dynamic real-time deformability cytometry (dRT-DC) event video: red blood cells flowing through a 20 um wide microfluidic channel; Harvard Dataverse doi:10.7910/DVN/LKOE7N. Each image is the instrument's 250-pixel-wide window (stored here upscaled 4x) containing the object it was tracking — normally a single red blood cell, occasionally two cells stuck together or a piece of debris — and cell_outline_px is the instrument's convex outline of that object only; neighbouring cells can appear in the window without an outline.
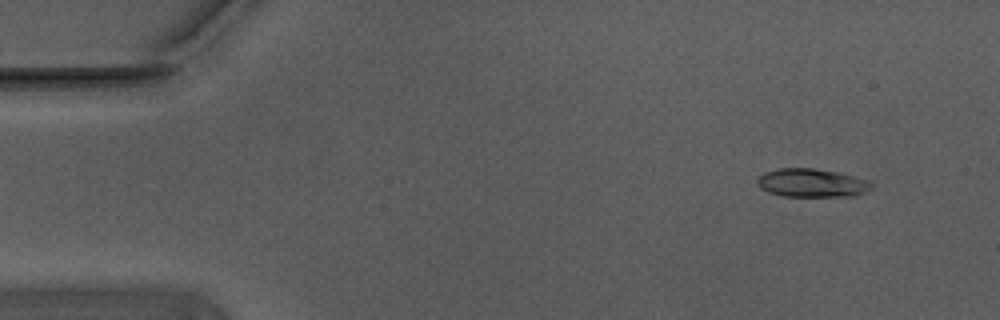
{"species": "Egyptian fruit bat (a non-hibernating species)", "species_latin": "Rousettus aegyptiacus", "temperature_condition": "warm", "stored_images_in_passage": 12, "camera_frame_rate_fps": 3000, "um_per_image_px": 0.085, "animal": {"sex": "male"}, "frame": {"image": 1, "passage_image": 2, "time_ms": 0.333, "image_size_px": [1000, 320], "cell_outline_px": [[876, 184], [864, 192], [852, 196], [784, 196], [768, 192], [760, 188], [756, 184], [756, 180], [764, 172], [780, 168], [812, 168], [840, 172], [868, 180]], "centroid_in_image_um": [69.0, 15.54], "position_along_channel_um": 16.0, "area_um2": 19.02}}